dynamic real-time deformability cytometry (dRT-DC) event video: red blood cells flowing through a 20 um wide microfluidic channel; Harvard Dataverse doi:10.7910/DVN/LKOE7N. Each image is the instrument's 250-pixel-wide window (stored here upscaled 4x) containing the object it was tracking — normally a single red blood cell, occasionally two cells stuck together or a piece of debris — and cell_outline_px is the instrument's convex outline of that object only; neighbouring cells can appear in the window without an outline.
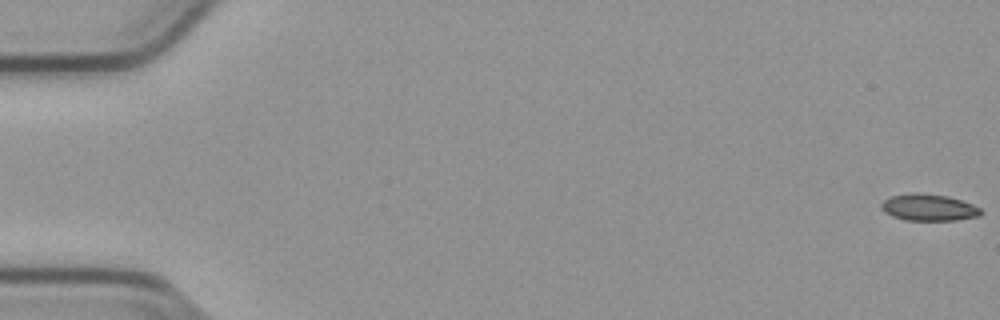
{"species": "common noctule bat (a hibernating species)", "species_latin": "Nyctalus noctula", "temperature_condition": "cold", "stored_images_in_passage": 18, "camera_frame_rate_fps": 3000, "um_per_image_px": 0.085, "animal": {"sex": "male", "body_mass_g": 23.1, "forearm_length_mm": 52.7}, "frame": {"image": 1, "passage_image": 1, "time_ms": 0.0, "image_size_px": [1000, 320], "cell_outline_px": [[984, 212], [980, 216], [956, 220], [904, 220], [892, 216], [884, 212], [880, 208], [880, 204], [884, 200], [892, 196], [916, 192], [948, 196], [972, 204], [980, 208]], "centroid_in_image_um": [78.94, 17.64], "position_along_channel_um": 6.1, "area_um2": 15.55}}
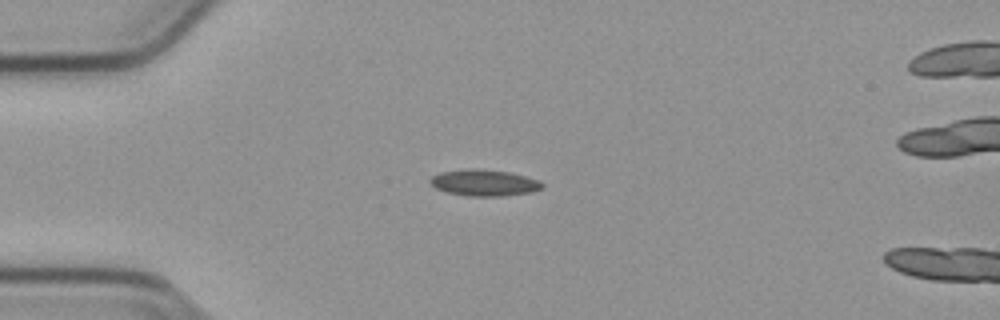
{"frame": {"image": 2, "passage_image": 15, "time_ms": 4.667, "image_size_px": [1000, 320], "cell_outline_px": [[544, 188], [532, 192], [504, 196], [468, 196], [448, 192], [436, 188], [428, 180], [432, 176], [440, 172], [472, 168], [508, 172], [540, 180], [544, 184]], "centroid_in_image_um": [41.19, 15.54], "position_along_channel_um": 43.8, "area_um2": 17.17}}